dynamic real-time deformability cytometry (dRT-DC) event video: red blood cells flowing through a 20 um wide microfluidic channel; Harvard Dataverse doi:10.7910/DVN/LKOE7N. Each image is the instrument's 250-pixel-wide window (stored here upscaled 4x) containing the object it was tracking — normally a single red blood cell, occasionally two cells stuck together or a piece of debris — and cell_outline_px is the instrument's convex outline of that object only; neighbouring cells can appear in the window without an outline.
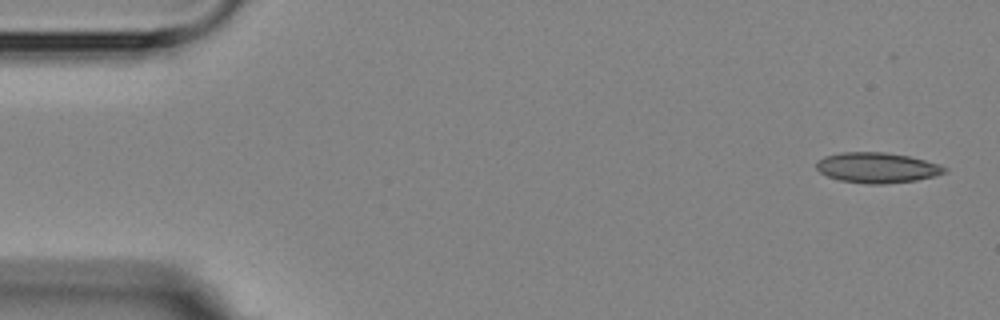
{"species": "Egyptian fruit bat (a non-hibernating species)", "species_latin": "Rousettus aegyptiacus", "temperature_condition": "room temperature", "stored_images_in_passage": 7, "camera_frame_rate_fps": 3000, "um_per_image_px": 0.085, "animal": {"sex": "female"}, "frame": {"image": 1, "passage_image": 1, "time_ms": 0.0, "image_size_px": [1000, 320], "cell_outline_px": [[948, 172], [936, 176], [916, 180], [880, 184], [872, 184], [840, 180], [828, 176], [820, 172], [816, 168], [816, 164], [824, 156], [844, 152], [884, 152], [908, 156], [940, 164], [948, 168]], "centroid_in_image_um": [74.6, 14.25], "position_along_channel_um": 10.4, "area_um2": 22.54}}
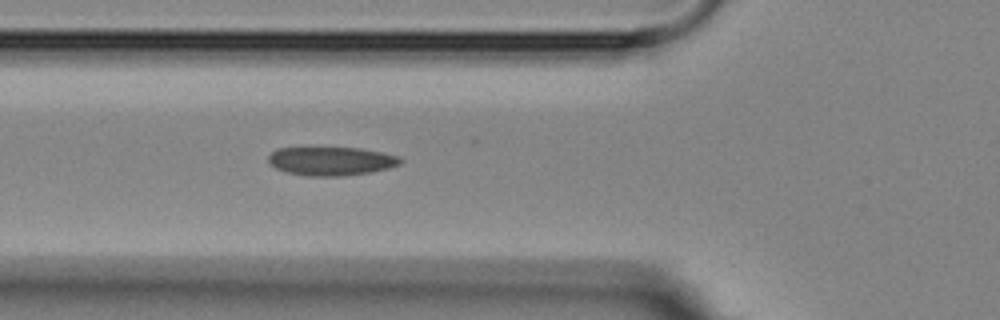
{"frame": {"image": 2, "passage_image": 6, "time_ms": 5.667, "image_size_px": [1000, 320], "cell_outline_px": [[404, 160], [400, 164], [388, 168], [368, 172], [340, 176], [308, 176], [288, 172], [276, 168], [268, 164], [268, 156], [276, 148], [360, 148], [384, 152], [400, 156]], "centroid_in_image_um": [28.16, 13.68], "position_along_channel_um": 97.6, "area_um2": 22.02}}